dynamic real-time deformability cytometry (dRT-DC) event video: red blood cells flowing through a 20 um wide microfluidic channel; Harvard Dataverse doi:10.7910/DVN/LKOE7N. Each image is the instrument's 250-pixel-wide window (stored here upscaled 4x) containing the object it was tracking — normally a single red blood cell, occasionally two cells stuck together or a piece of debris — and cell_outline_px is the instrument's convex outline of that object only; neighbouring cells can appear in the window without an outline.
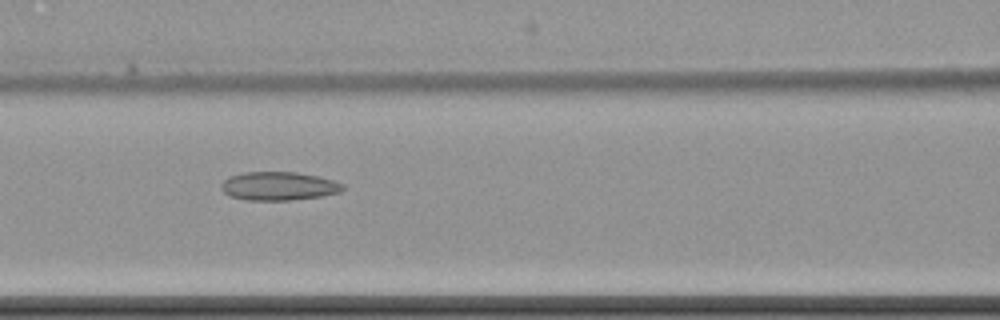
{"species": "common noctule bat (a hibernating species)", "species_latin": "Nyctalus noctula", "temperature_condition": "cold", "stored_images_in_passage": 10, "camera_frame_rate_fps": 3000, "um_per_image_px": 0.085, "animal": {"sex": "female", "body_mass_g": 22.7, "forearm_length_mm": 54.2}, "frame": {"image": 1, "passage_image": 7, "time_ms": 8.0, "image_size_px": [1000, 320], "cell_outline_px": [[344, 188], [340, 192], [320, 196], [292, 200], [248, 200], [228, 196], [220, 188], [220, 184], [228, 176], [244, 172], [296, 172], [316, 176], [332, 180], [344, 184]], "centroid_in_image_um": [23.64, 15.81], "position_along_channel_um": 143.0, "area_um2": 20.23}}
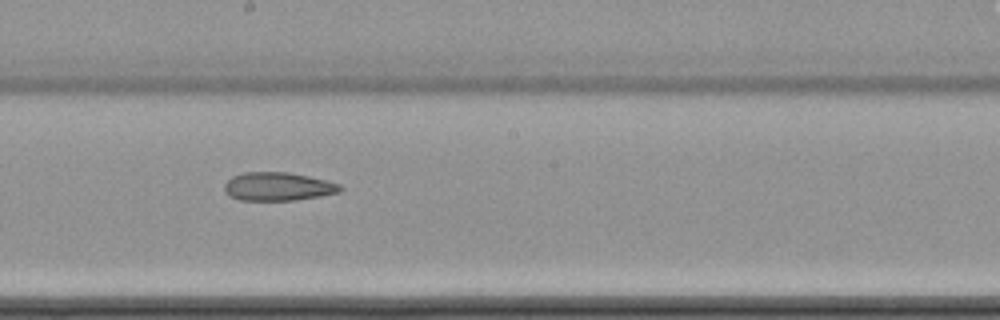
{"frame": {"image": 2, "passage_image": 9, "time_ms": 10.333, "image_size_px": [1000, 320], "cell_outline_px": [[344, 188], [340, 192], [320, 196], [296, 200], [240, 200], [228, 196], [224, 192], [224, 184], [232, 176], [244, 172], [288, 172], [308, 176], [340, 184]], "centroid_in_image_um": [23.6, 15.86], "position_along_channel_um": 224.6, "area_um2": 19.25}}
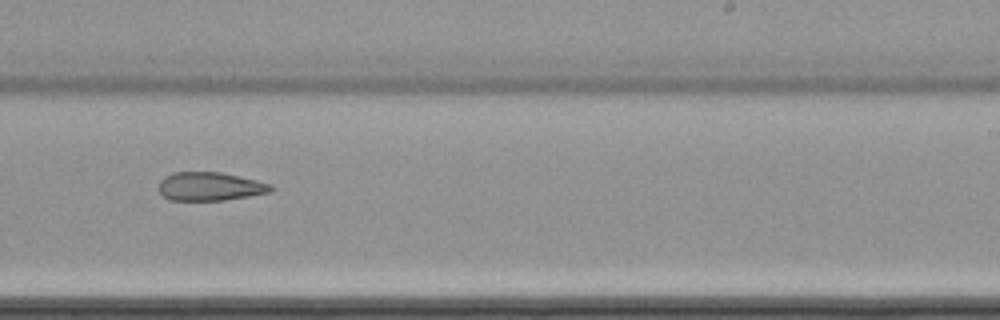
{"frame": {"image": 3, "passage_image": 10, "time_ms": 11.667, "image_size_px": [1000, 320], "cell_outline_px": [[276, 188], [272, 192], [224, 200], [168, 200], [160, 192], [160, 180], [164, 176], [172, 172], [220, 172], [256, 180], [272, 184]], "centroid_in_image_um": [17.87, 15.84], "position_along_channel_um": 271.1, "area_um2": 18.67}}